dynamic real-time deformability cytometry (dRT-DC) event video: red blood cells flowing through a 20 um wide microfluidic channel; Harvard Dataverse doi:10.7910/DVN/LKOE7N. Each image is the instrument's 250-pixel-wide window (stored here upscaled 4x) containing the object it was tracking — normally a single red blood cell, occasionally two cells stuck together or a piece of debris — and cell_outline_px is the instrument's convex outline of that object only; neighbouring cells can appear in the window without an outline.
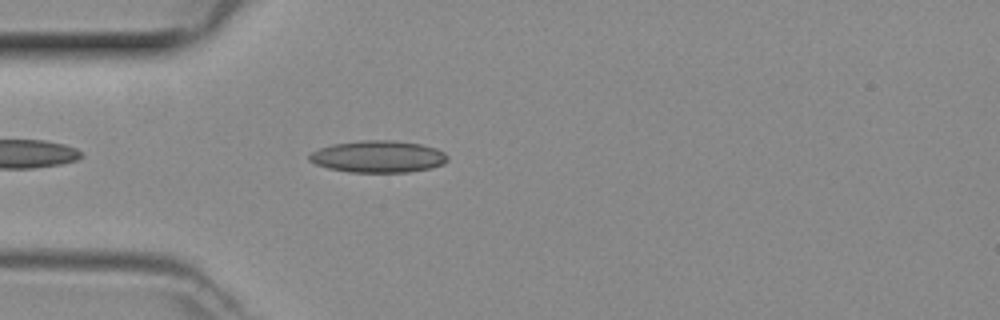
{"species": "common noctule bat (a hibernating species)", "species_latin": "Nyctalus noctula", "temperature_condition": "room temperature", "stored_images_in_passage": 40, "camera_frame_rate_fps": 3000, "um_per_image_px": 0.085, "animal": {"sex": "female", "body_mass_g": 29.2, "forearm_length_mm": 56.3}, "frame": {"image": 1, "passage_image": 5, "time_ms": 1.333, "image_size_px": [1000, 320], "cell_outline_px": [[448, 160], [444, 164], [432, 168], [408, 172], [348, 172], [328, 168], [316, 164], [308, 160], [308, 156], [312, 152], [320, 148], [332, 144], [364, 140], [392, 140], [420, 144], [436, 148], [444, 152], [448, 156]], "centroid_in_image_um": [32.16, 13.31], "position_along_channel_um": 52.8, "area_um2": 25.78}}
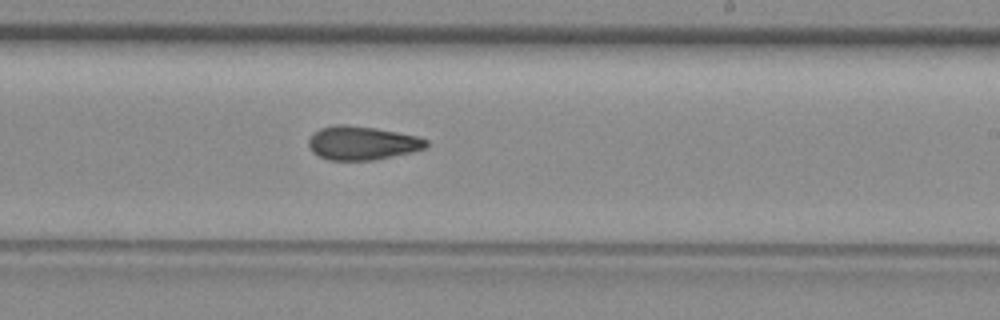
{"frame": {"image": 2, "passage_image": 20, "time_ms": 6.333, "image_size_px": [1000, 320], "cell_outline_px": [[428, 144], [424, 148], [412, 152], [372, 160], [328, 160], [312, 152], [308, 144], [308, 140], [320, 128], [336, 124], [348, 124], [376, 128], [416, 136], [428, 140]], "centroid_in_image_um": [30.76, 12.15], "position_along_channel_um": 258.2, "area_um2": 22.95}}
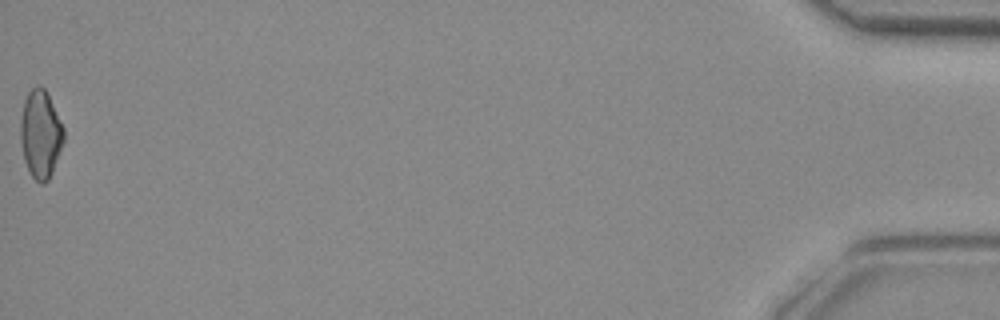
{"frame": {"image": 3, "passage_image": 40, "time_ms": 13.0, "image_size_px": [1000, 320], "cell_outline_px": [[64, 140], [52, 172], [48, 180], [44, 184], [40, 184], [28, 172], [24, 160], [20, 140], [20, 120], [24, 100], [28, 92], [36, 84], [40, 84], [48, 92], [64, 128]], "centroid_in_image_um": [3.44, 11.37], "position_along_channel_um": 431.8, "area_um2": 22.48}}